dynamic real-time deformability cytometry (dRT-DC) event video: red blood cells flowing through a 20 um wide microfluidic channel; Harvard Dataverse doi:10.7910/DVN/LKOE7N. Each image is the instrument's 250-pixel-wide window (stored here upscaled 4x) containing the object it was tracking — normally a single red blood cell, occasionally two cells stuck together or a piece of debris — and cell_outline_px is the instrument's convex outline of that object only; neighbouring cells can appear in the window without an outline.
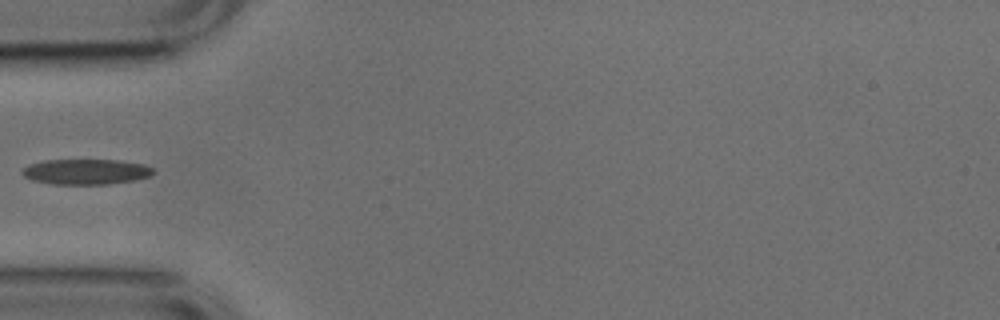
{"species": "common noctule bat (a hibernating species)", "species_latin": "Nyctalus noctula", "temperature_condition": "cold", "stored_images_in_passage": 3, "camera_frame_rate_fps": 3000, "um_per_image_px": 0.085, "animal": {"sex": "male", "body_mass_g": 17.9, "forearm_length_mm": 54.2}, "frame": {"image": 1, "passage_image": 2, "time_ms": 0.333, "image_size_px": [1000, 320], "cell_outline_px": [[156, 172], [148, 176], [136, 180], [108, 184], [52, 184], [32, 180], [24, 176], [20, 172], [28, 164], [44, 160], [120, 160], [144, 164], [152, 168]], "centroid_in_image_um": [7.3, 14.59], "position_along_channel_um": 77.7, "area_um2": 19.48}}